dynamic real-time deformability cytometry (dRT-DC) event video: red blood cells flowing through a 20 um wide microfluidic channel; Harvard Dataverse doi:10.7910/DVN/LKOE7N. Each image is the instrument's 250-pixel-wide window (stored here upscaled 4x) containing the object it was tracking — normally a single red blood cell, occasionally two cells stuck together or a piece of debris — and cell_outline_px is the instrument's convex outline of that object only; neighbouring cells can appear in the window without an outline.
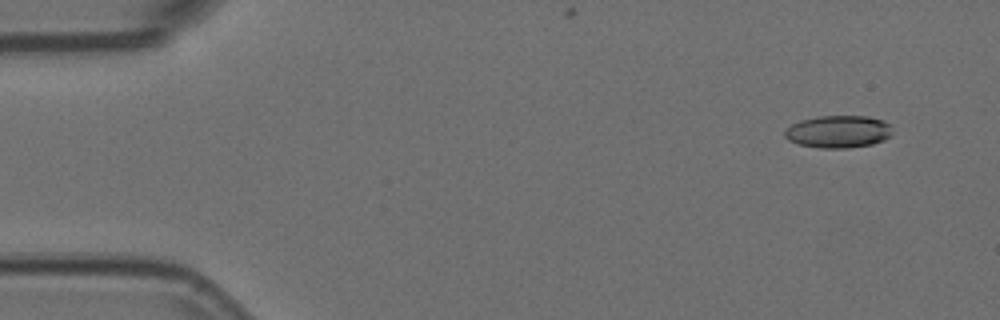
{"species": "Egyptian fruit bat (a non-hibernating species)", "species_latin": "Rousettus aegyptiacus", "temperature_condition": "room temperature", "stored_images_in_passage": 54, "camera_frame_rate_fps": 3000, "um_per_image_px": 0.085, "animal": {"sex": "female"}, "frame": {"image": 1, "passage_image": 4, "time_ms": 1.0, "image_size_px": [1000, 320], "cell_outline_px": [[892, 136], [884, 140], [872, 144], [848, 148], [820, 148], [800, 144], [788, 140], [784, 136], [784, 132], [792, 124], [800, 120], [820, 116], [868, 116], [884, 120], [892, 124]], "centroid_in_image_um": [71.31, 11.18], "position_along_channel_um": 13.7, "area_um2": 20.52}}
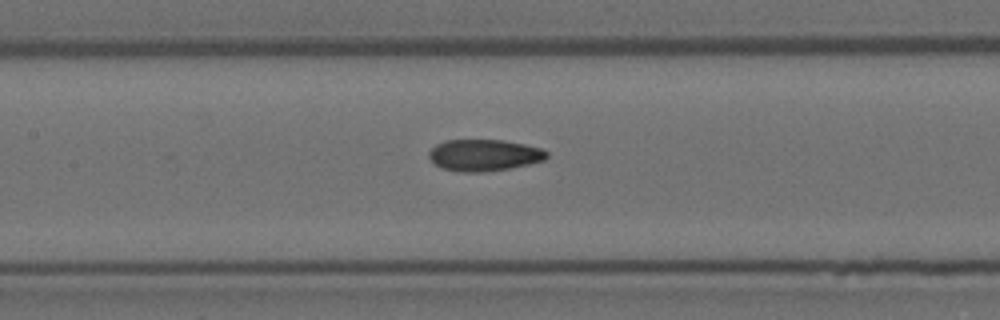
{"frame": {"image": 2, "passage_image": 25, "time_ms": 8.0, "image_size_px": [1000, 320], "cell_outline_px": [[548, 156], [544, 160], [528, 164], [508, 168], [480, 172], [460, 172], [444, 168], [436, 164], [428, 156], [428, 152], [436, 144], [444, 140], [504, 140], [524, 144], [540, 148], [548, 152]], "centroid_in_image_um": [41.14, 13.18], "position_along_channel_um": 166.3, "area_um2": 21.5}}
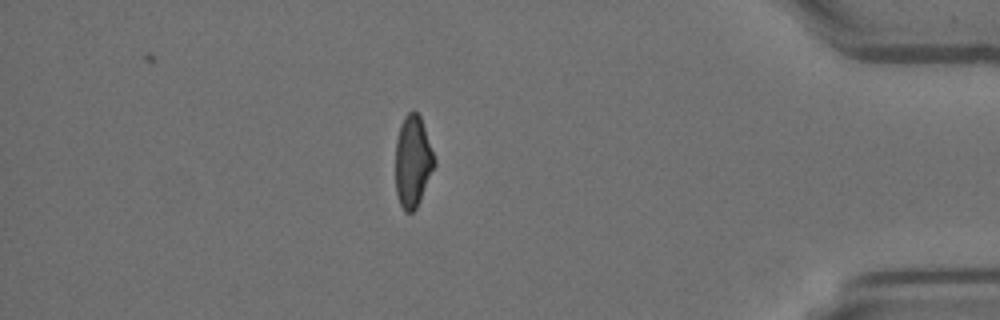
{"frame": {"image": 3, "passage_image": 47, "time_ms": 15.333, "image_size_px": [1000, 320], "cell_outline_px": [[436, 164], [420, 200], [416, 208], [412, 212], [404, 212], [400, 204], [396, 192], [396, 140], [400, 124], [404, 116], [408, 112], [416, 112], [420, 116], [436, 160]], "centroid_in_image_um": [35.08, 13.73], "position_along_channel_um": 400.1, "area_um2": 20.69}, "authors_computed_cell_mechanics": {"area_um2": 21.2126, "velocity_mm_per_s": 3.7549, "shape_relaxation_time_tau1_ms": null, "shape_relaxation_time_tau2_ms": 2.7619, "deformation_change_tau1": null, "deformation_change_tau2": 0.0987}}